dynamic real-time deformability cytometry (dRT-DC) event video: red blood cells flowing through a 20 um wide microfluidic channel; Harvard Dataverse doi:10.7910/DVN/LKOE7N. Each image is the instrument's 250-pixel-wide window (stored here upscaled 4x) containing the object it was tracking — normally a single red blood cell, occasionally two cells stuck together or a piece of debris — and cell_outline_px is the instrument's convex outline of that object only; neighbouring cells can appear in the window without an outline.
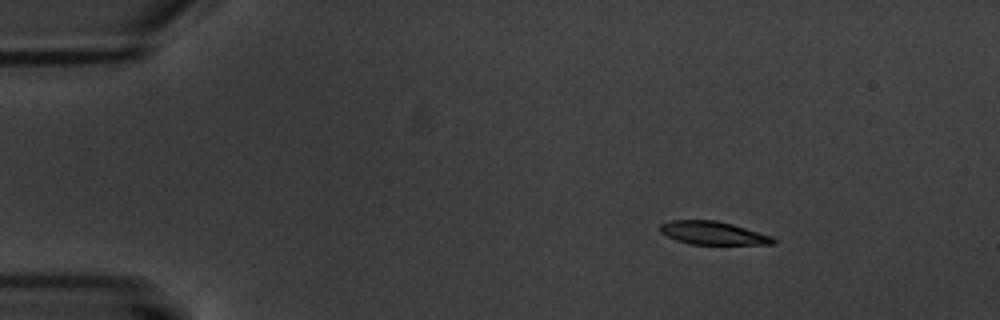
{"species": "common noctule bat (a hibernating species)", "species_latin": "Nyctalus noctula", "temperature_condition": "warm", "stored_images_in_passage": 4, "camera_frame_rate_fps": 3000, "um_per_image_px": 0.085, "animal": {"sex": "male", "body_mass_g": 20.1, "forearm_length_mm": 53.5}, "frame": {"image": 1, "passage_image": 2, "time_ms": 1.333, "image_size_px": [1000, 320], "cell_outline_px": [[776, 244], [688, 244], [676, 240], [660, 232], [656, 228], [660, 224], [672, 220], [716, 220], [732, 224], [772, 236], [776, 240]], "centroid_in_image_um": [60.56, 19.8], "position_along_channel_um": 24.4, "area_um2": 15.32}}
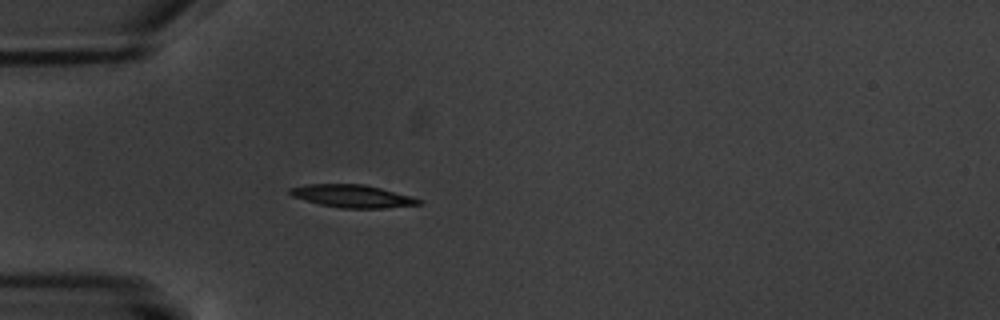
{"frame": {"image": 2, "passage_image": 4, "time_ms": 4.333, "image_size_px": [1000, 320], "cell_outline_px": [[424, 204], [384, 208], [340, 208], [320, 204], [292, 196], [288, 192], [288, 188], [308, 184], [364, 184], [412, 196], [424, 200]], "centroid_in_image_um": [30.0, 16.67], "position_along_channel_um": 55.0, "area_um2": 17.11}}